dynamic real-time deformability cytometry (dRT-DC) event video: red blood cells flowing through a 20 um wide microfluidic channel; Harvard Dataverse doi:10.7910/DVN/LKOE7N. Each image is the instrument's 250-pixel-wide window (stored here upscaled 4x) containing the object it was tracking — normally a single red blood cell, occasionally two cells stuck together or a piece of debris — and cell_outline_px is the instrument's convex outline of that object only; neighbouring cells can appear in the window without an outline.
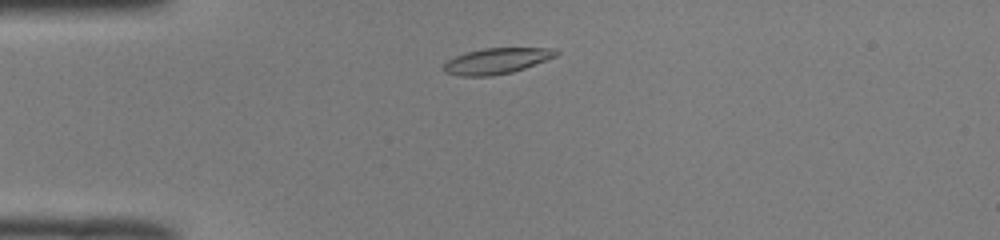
{"species": "common noctule bat (a hibernating species)", "species_latin": "Nyctalus noctula", "temperature_condition": "room temperature", "stored_images_in_passage": 43, "camera_frame_rate_fps": 3000, "um_per_image_px": 0.085, "animal": {"sex": "male", "body_mass_g": 19.0, "forearm_length_mm": 50.8}, "frame": {"image": 1, "passage_image": 5, "time_ms": 1.333, "image_size_px": [1000, 240], "cell_outline_px": [[560, 52], [556, 56], [548, 60], [512, 72], [492, 76], [460, 76], [444, 72], [440, 68], [448, 60], [464, 52], [484, 48], [552, 48]], "centroid_in_image_um": [42.19, 5.18], "position_along_channel_um": 42.8, "area_um2": 17.05}}
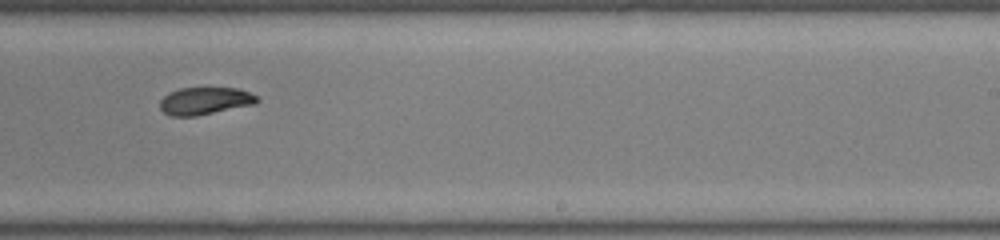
{"frame": {"image": 2, "passage_image": 24, "time_ms": 7.667, "image_size_px": [1000, 240], "cell_outline_px": [[260, 100], [256, 104], [196, 116], [172, 116], [164, 112], [160, 108], [160, 100], [168, 92], [180, 88], [236, 88], [248, 92], [256, 96]], "centroid_in_image_um": [17.41, 8.58], "position_along_channel_um": 271.6, "area_um2": 15.49}}
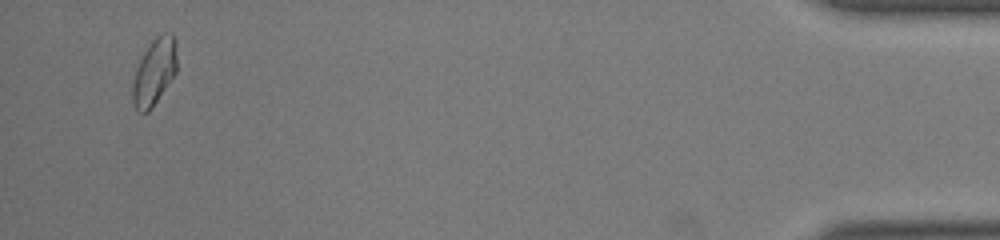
{"frame": {"image": 3, "passage_image": 41, "time_ms": 13.333, "image_size_px": [1000, 240], "cell_outline_px": [[176, 72], [148, 112], [140, 112], [132, 104], [132, 84], [136, 68], [144, 52], [152, 40], [156, 36], [164, 32], [172, 32], [176, 40]], "centroid_in_image_um": [13.11, 6.07], "position_along_channel_um": 422.1, "area_um2": 17.05}, "authors_computed_cell_mechanics": {"area_um2": 16.7042, "velocity_mm_per_s": 4.0108, "shape_relaxation_time_tau1_ms": 3.1393, "shape_relaxation_time_tau2_ms": null, "deformation_change_tau1": 0.1136, "deformation_change_tau2": null}}